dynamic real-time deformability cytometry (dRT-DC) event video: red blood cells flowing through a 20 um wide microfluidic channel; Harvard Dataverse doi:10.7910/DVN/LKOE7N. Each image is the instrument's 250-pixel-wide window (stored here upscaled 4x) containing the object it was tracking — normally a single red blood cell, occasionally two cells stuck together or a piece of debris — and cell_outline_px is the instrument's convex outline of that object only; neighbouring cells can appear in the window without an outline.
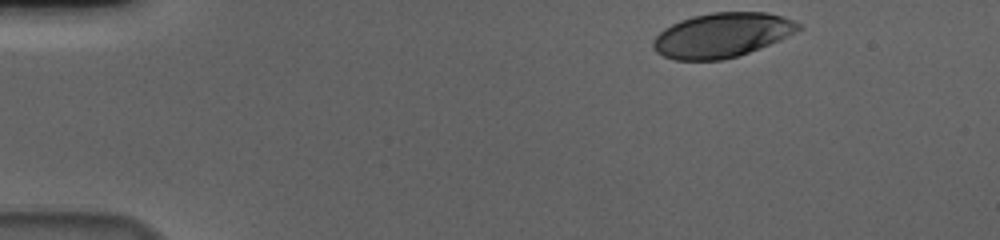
{"species": "human", "species_latin": "Homo sapiens", "temperature_condition": "cold", "stored_images_in_passage": 42, "camera_frame_rate_fps": 3000, "um_per_image_px": 0.085, "donor": {"sex": "male"}, "frame": {"image": 1, "passage_image": 1, "time_ms": 0.0, "image_size_px": [1000, 240], "cell_outline_px": [[804, 28], [796, 32], [768, 44], [748, 52], [736, 56], [720, 60], [676, 60], [664, 56], [656, 52], [652, 48], [652, 40], [664, 28], [680, 20], [692, 16], [712, 12], [768, 12], [792, 20], [800, 24]], "centroid_in_image_um": [61.33, 2.98], "position_along_channel_um": 23.7, "area_um2": 37.45}}
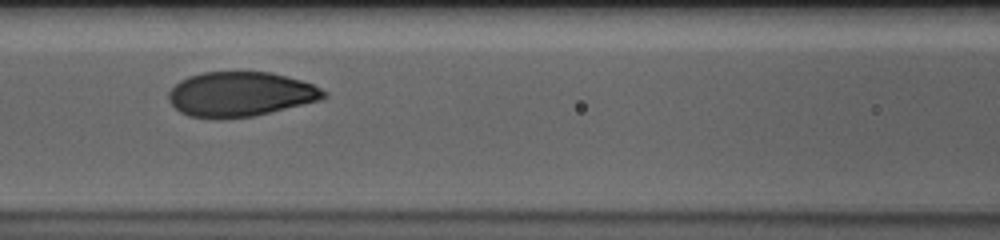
{"frame": {"image": 2, "passage_image": 19, "time_ms": 6.0, "image_size_px": [1000, 240], "cell_outline_px": [[328, 96], [320, 100], [252, 116], [216, 120], [188, 116], [180, 112], [168, 100], [168, 92], [180, 80], [188, 76], [204, 72], [272, 72], [300, 80], [312, 84], [328, 92]], "centroid_in_image_um": [20.41, 8.01], "position_along_channel_um": 146.2, "area_um2": 40.52}}
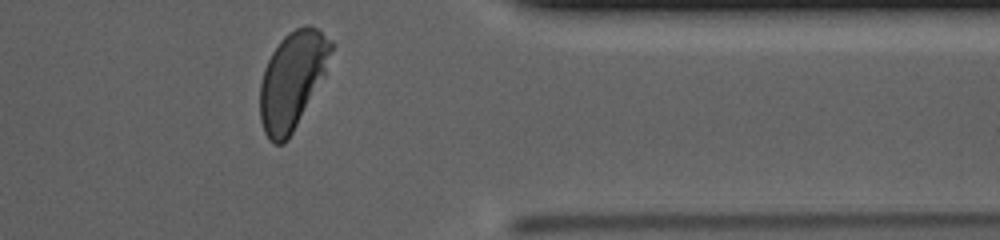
{"frame": {"image": 3, "passage_image": 40, "time_ms": 13.0, "image_size_px": [1000, 240], "cell_outline_px": [[336, 44], [324, 76], [288, 140], [284, 144], [272, 144], [268, 140], [264, 132], [260, 120], [260, 84], [264, 68], [272, 52], [280, 40], [288, 32], [304, 24], [308, 24], [316, 28], [332, 40]], "centroid_in_image_um": [24.86, 6.8], "position_along_channel_um": 386.5, "area_um2": 40.58}, "authors_computed_cell_mechanics": {"area_um2": 40.5178, "velocity_mm_per_s": 3.6098, "shape_relaxation_time_tau1_ms": 2.6832, "shape_relaxation_time_tau2_ms": null, "deformation_change_tau1": 0.1511, "deformation_change_tau2": null}}